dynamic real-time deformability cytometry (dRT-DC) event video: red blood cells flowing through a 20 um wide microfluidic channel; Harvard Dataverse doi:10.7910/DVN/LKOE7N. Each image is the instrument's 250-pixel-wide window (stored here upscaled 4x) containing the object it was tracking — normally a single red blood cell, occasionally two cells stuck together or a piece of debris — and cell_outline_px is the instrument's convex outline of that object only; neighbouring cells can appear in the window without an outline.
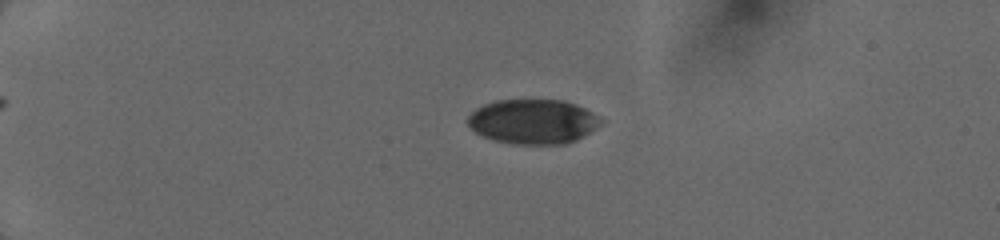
{"species": "human", "species_latin": "Homo sapiens", "temperature_condition": "cold", "stored_images_in_passage": 21, "camera_frame_rate_fps": 3000, "um_per_image_px": 0.085, "donor": {"sex": "female"}, "frame": {"image": 1, "passage_image": 10, "time_ms": 4.667, "image_size_px": [1000, 240], "cell_outline_px": [[604, 120], [596, 128], [576, 140], [564, 144], [512, 144], [492, 140], [476, 132], [468, 124], [468, 116], [476, 108], [484, 104], [496, 100], [564, 100], [576, 104], [592, 112]], "centroid_in_image_um": [45.31, 10.33], "position_along_channel_um": 39.7, "area_um2": 34.62}}
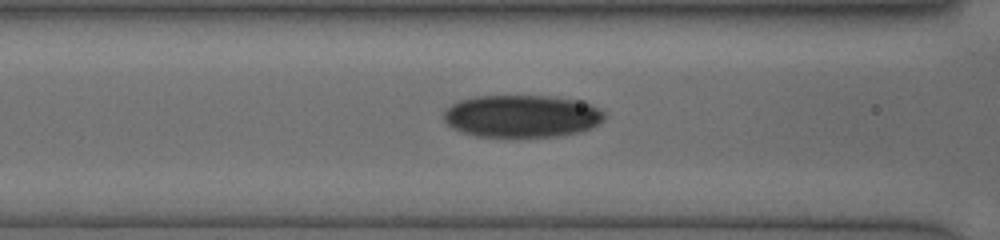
{"frame": {"image": 2, "passage_image": 17, "time_ms": 8.333, "image_size_px": [1000, 240], "cell_outline_px": [[604, 120], [592, 128], [580, 132], [560, 136], [476, 136], [460, 132], [452, 128], [444, 120], [444, 112], [452, 104], [460, 100], [472, 96], [544, 96], [576, 100], [588, 104], [604, 112]], "centroid_in_image_um": [44.33, 9.87], "position_along_channel_um": 122.3, "area_um2": 39.54}}
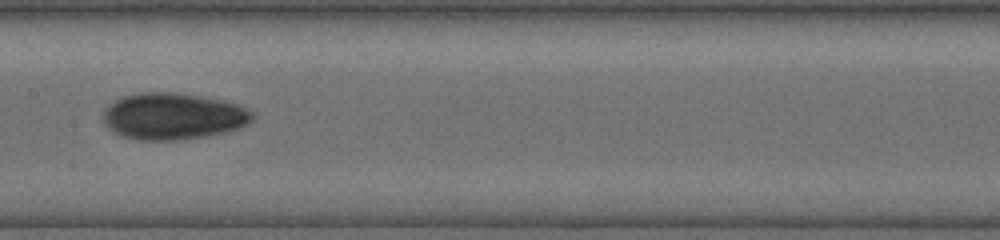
{"frame": {"image": 3, "passage_image": 20, "time_ms": 10.0, "image_size_px": [1000, 240], "cell_outline_px": [[256, 116], [248, 124], [240, 128], [224, 132], [204, 136], [180, 140], [136, 140], [112, 132], [104, 124], [104, 108], [116, 100], [124, 96], [140, 92], [176, 92], [224, 100], [236, 104], [252, 112]], "centroid_in_image_um": [14.71, 9.88], "position_along_channel_um": 192.7, "area_um2": 40.63}}